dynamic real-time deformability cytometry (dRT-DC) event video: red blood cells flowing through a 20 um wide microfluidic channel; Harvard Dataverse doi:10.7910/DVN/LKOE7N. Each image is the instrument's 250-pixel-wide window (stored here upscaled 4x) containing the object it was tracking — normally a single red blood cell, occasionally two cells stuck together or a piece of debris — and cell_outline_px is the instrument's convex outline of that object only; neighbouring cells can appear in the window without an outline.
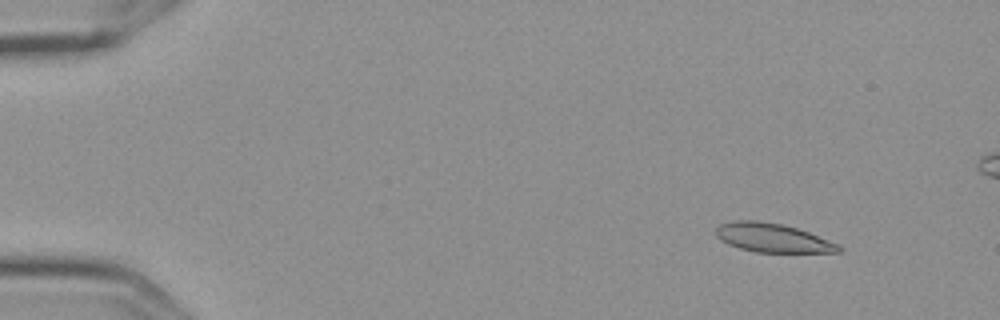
{"species": "Egyptian fruit bat (a non-hibernating species)", "species_latin": "Rousettus aegyptiacus", "temperature_condition": "cold", "stored_images_in_passage": 5, "camera_frame_rate_fps": 3000, "um_per_image_px": 0.085, "frame": {"image": 1, "passage_image": 1, "time_ms": 0.0, "image_size_px": [1000, 320], "cell_outline_px": [[844, 248], [840, 252], [756, 252], [740, 248], [728, 244], [720, 240], [716, 236], [716, 228], [720, 224], [732, 220], [756, 220], [780, 224], [796, 228], [808, 232], [840, 244]], "centroid_in_image_um": [65.67, 20.21], "position_along_channel_um": 19.3, "area_um2": 20.63}}